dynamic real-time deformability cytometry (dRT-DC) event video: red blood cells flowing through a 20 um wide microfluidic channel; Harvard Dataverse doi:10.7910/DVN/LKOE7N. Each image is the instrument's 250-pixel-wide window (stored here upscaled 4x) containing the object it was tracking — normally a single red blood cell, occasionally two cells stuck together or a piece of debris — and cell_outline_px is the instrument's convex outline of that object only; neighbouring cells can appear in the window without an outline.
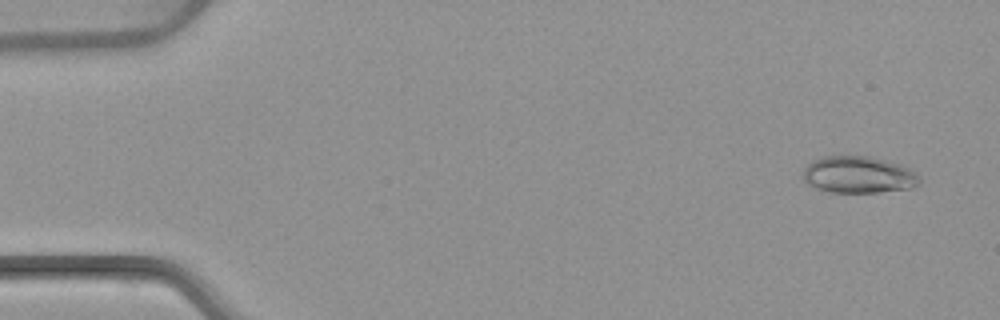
{"species": "common noctule bat (a hibernating species)", "species_latin": "Nyctalus noctula", "temperature_condition": "warm", "stored_images_in_passage": 5, "camera_frame_rate_fps": 3000, "um_per_image_px": 0.085, "animal": {"sex": "female", "body_mass_g": 22.7, "forearm_length_mm": 54.2}, "frame": {"image": 1, "passage_image": 1, "time_ms": 0.0, "image_size_px": [1000, 320], "cell_outline_px": [[920, 184], [912, 188], [880, 192], [832, 192], [816, 188], [808, 184], [804, 180], [804, 168], [812, 160], [820, 156], [868, 156], [900, 164], [916, 172], [920, 176]], "centroid_in_image_um": [72.99, 14.85], "position_along_channel_um": 12.0, "area_um2": 25.09}}
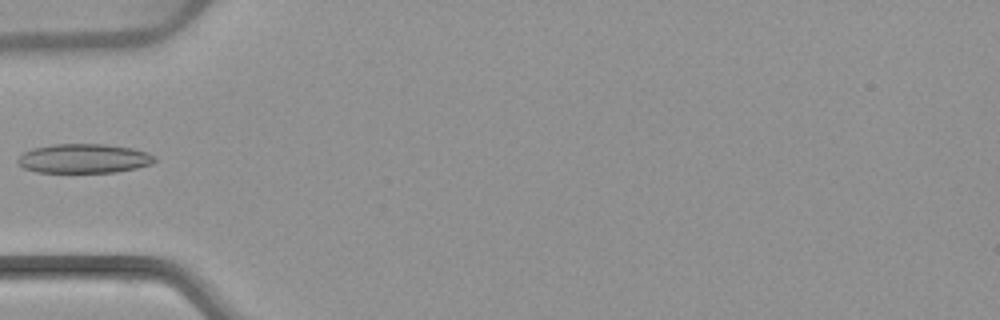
{"frame": {"image": 2, "passage_image": 5, "time_ms": 5.0, "image_size_px": [1000, 320], "cell_outline_px": [[156, 160], [152, 164], [136, 168], [116, 172], [36, 172], [24, 168], [16, 160], [24, 152], [32, 148], [52, 144], [104, 144], [132, 148], [148, 152], [156, 156]], "centroid_in_image_um": [7.15, 13.47], "position_along_channel_um": 77.8, "area_um2": 23.41}}